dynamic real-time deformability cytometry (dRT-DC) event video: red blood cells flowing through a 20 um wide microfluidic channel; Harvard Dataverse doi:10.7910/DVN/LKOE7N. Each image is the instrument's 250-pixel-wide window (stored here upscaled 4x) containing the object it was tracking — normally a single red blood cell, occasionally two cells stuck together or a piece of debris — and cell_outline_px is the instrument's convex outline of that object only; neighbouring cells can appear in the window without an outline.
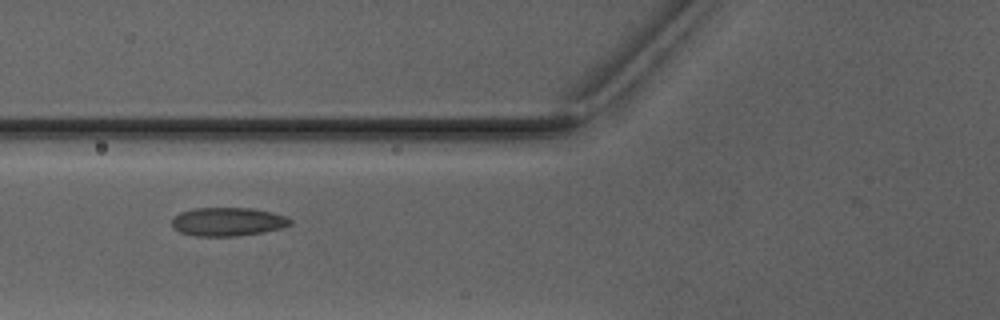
{"species": "Egyptian fruit bat (a non-hibernating species)", "species_latin": "Rousettus aegyptiacus", "temperature_condition": "warm", "stored_images_in_passage": 4, "camera_frame_rate_fps": 3000, "um_per_image_px": 0.085, "animal": {"sex": "male"}, "frame": {"image": 1, "passage_image": 3, "time_ms": 3.333, "image_size_px": [1000, 320], "cell_outline_px": [[292, 224], [280, 228], [264, 232], [236, 236], [196, 236], [180, 232], [172, 228], [172, 216], [180, 212], [192, 208], [252, 208], [272, 212], [284, 216], [292, 220]], "centroid_in_image_um": [19.32, 18.84], "position_along_channel_um": 106.5, "area_um2": 19.83}}